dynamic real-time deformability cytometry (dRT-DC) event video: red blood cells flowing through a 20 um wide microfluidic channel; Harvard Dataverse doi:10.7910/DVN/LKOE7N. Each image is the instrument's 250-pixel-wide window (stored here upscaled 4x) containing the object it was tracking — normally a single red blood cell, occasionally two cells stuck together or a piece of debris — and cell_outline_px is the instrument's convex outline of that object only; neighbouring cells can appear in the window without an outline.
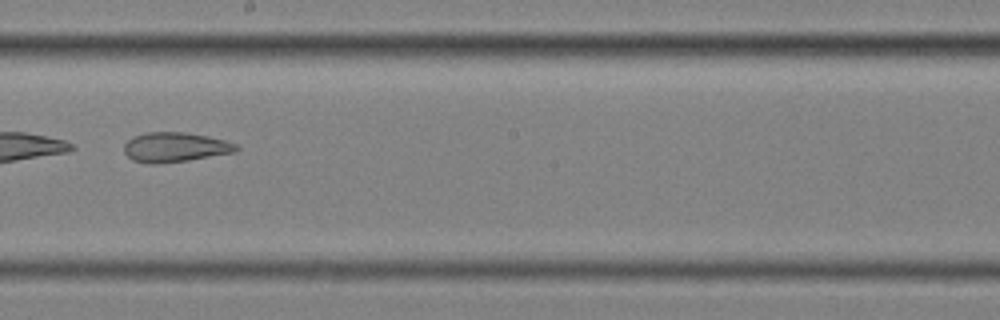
{"species": "common noctule bat (a hibernating species)", "species_latin": "Nyctalus noctula", "temperature_condition": "cold", "stored_images_in_passage": 7, "camera_frame_rate_fps": 3000, "um_per_image_px": 0.085, "animal": {"sex": "female", "body_mass_g": 25.1}, "frame": {"image": 1, "passage_image": 6, "time_ms": 1.667, "image_size_px": [1000, 320], "cell_outline_px": [[240, 148], [236, 152], [188, 160], [156, 164], [148, 164], [132, 160], [124, 152], [124, 144], [132, 136], [144, 132], [184, 132], [208, 136], [224, 140], [236, 144]], "centroid_in_image_um": [14.86, 12.51], "position_along_channel_um": 233.3, "area_um2": 19.54}}